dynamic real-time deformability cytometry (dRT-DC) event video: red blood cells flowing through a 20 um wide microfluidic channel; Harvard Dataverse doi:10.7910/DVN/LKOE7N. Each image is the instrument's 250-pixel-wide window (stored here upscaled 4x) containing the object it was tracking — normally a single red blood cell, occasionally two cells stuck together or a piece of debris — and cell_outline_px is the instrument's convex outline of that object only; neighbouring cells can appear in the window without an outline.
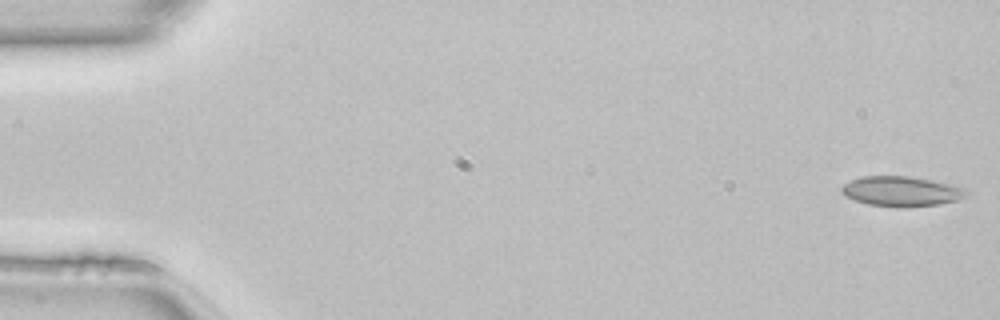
{"species": "common noctule bat (a hibernating species)", "species_latin": "Nyctalus noctula", "temperature_condition": "room temperature", "stored_images_in_passage": 49, "camera_frame_rate_fps": 3000, "um_per_image_px": 0.085, "animal": {"sex": "female", "body_mass_g": 22.7, "forearm_length_mm": 54.2}, "frame": {"image": 1, "passage_image": 1, "time_ms": 0.0, "image_size_px": [1000, 320], "cell_outline_px": [[972, 192], [968, 196], [956, 200], [940, 204], [900, 208], [896, 208], [868, 204], [844, 196], [840, 192], [840, 188], [844, 184], [860, 176], [908, 176], [932, 180], [964, 188]], "centroid_in_image_um": [76.62, 16.27], "position_along_channel_um": 8.4, "area_um2": 22.02}}
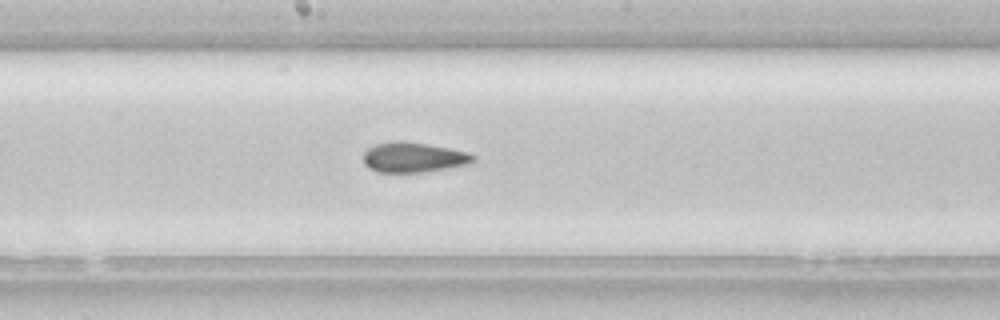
{"frame": {"image": 2, "passage_image": 26, "time_ms": 8.333, "image_size_px": [1000, 320], "cell_outline_px": [[476, 160], [472, 164], [424, 172], [376, 172], [368, 168], [364, 164], [364, 152], [368, 148], [376, 144], [392, 140], [404, 140], [428, 144], [468, 152], [476, 156]], "centroid_in_image_um": [35.16, 13.37], "position_along_channel_um": 213.0, "area_um2": 19.59}}
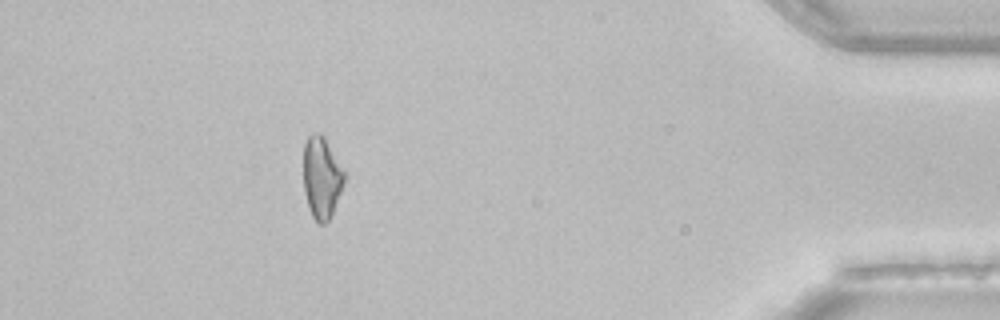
{"frame": {"image": 3, "passage_image": 44, "time_ms": 14.333, "image_size_px": [1000, 320], "cell_outline_px": [[348, 176], [332, 212], [328, 220], [324, 224], [320, 224], [312, 216], [308, 208], [304, 192], [304, 144], [308, 136], [312, 132], [320, 132], [324, 136], [348, 172]], "centroid_in_image_um": [27.38, 15.04], "position_along_channel_um": 407.8, "area_um2": 20.06}, "authors_computed_cell_mechanics": {"area_um2": 20.4612, "velocity_mm_per_s": 4.1582, "shape_relaxation_time_tau1_ms": null, "shape_relaxation_time_tau2_ms": 2.555, "deformation_change_tau1": null, "deformation_change_tau2": 0.1039}}